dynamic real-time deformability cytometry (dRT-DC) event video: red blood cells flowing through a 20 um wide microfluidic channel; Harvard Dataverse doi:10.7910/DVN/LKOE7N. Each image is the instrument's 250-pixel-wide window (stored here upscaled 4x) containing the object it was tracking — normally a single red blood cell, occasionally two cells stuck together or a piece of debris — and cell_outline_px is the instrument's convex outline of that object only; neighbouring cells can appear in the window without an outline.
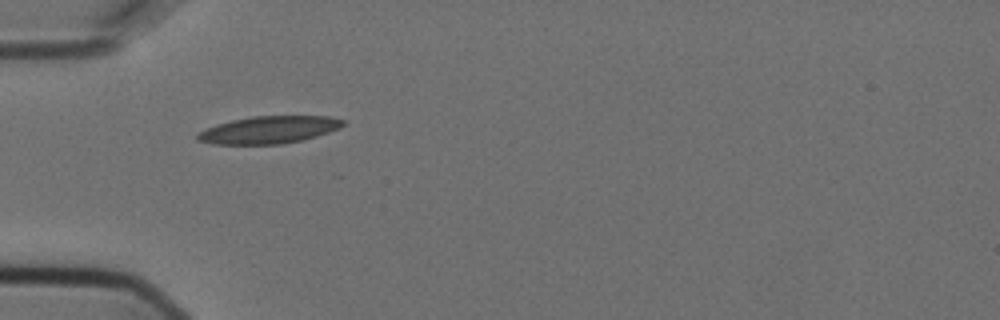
{"species": "Egyptian fruit bat (a non-hibernating species)", "species_latin": "Rousettus aegyptiacus", "temperature_condition": "cold", "stored_images_in_passage": 1, "camera_frame_rate_fps": 3000, "um_per_image_px": 0.085, "animal": {"sex": "female"}, "frame": {"image": 1, "passage_image": 1, "time_ms": 0.0, "image_size_px": [1000, 320], "cell_outline_px": [[344, 124], [340, 128], [316, 136], [300, 140], [280, 144], [212, 144], [196, 140], [196, 132], [204, 128], [216, 124], [232, 120], [252, 116], [332, 116], [344, 120]], "centroid_in_image_um": [22.8, 11.03], "position_along_channel_um": 62.2, "area_um2": 23.29}}